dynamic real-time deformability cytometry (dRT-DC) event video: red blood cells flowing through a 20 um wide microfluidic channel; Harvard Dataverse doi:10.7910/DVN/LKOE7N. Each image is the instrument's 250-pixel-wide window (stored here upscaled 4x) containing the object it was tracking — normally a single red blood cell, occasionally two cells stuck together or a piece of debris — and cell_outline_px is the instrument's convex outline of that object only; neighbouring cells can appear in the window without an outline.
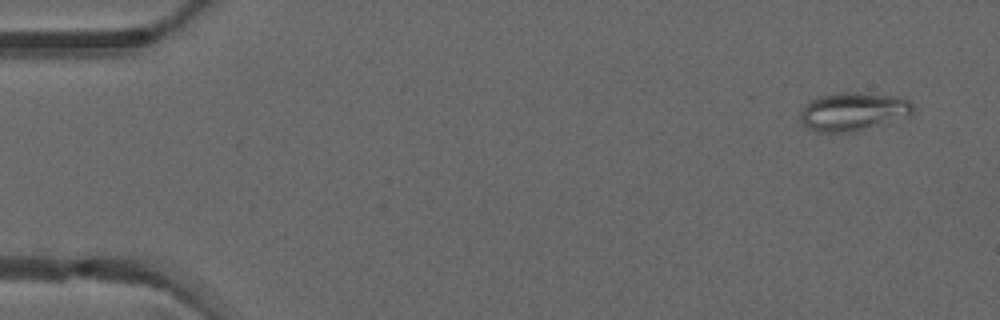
{"species": "common noctule bat (a hibernating species)", "species_latin": "Nyctalus noctula", "temperature_condition": "warm", "stored_images_in_passage": 4, "camera_frame_rate_fps": 3000, "um_per_image_px": 0.085, "animal": {"sex": "male", "forearm_length_mm": 52.5}, "frame": {"image": 1, "passage_image": 1, "time_ms": 0.0, "image_size_px": [1000, 320], "cell_outline_px": [[912, 116], [852, 132], [816, 132], [808, 128], [800, 120], [800, 112], [804, 104], [816, 96], [840, 92], [856, 92], [900, 96], [908, 100], [912, 104]], "centroid_in_image_um": [72.5, 9.47], "position_along_channel_um": 12.5, "area_um2": 25.55}}